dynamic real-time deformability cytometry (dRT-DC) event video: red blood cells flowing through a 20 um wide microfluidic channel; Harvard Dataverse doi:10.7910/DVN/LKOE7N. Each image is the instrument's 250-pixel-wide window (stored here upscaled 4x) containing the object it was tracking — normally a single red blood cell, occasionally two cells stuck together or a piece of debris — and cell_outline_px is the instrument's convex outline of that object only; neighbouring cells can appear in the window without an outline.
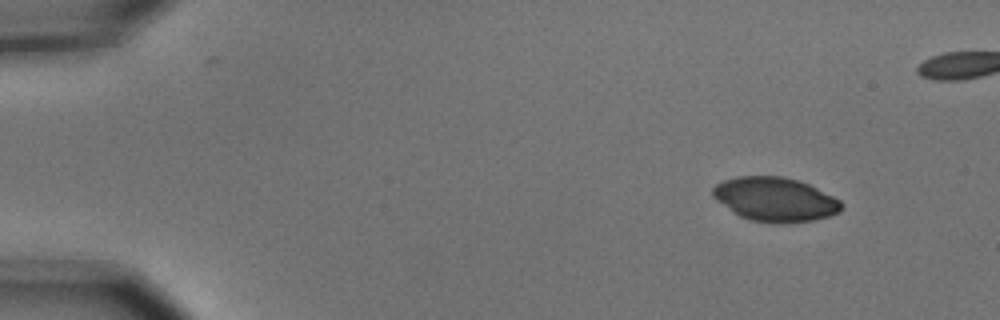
{"species": "common noctule bat (a hibernating species)", "species_latin": "Nyctalus noctula", "temperature_condition": "cold", "stored_images_in_passage": 4, "camera_frame_rate_fps": 3000, "um_per_image_px": 0.085, "animal": {"sex": "male", "body_mass_g": 15.6}, "frame": {"image": 1, "passage_image": 1, "time_ms": 0.0, "image_size_px": [1000, 320], "cell_outline_px": [[844, 204], [840, 212], [828, 216], [812, 220], [788, 224], [772, 224], [752, 220], [740, 216], [716, 200], [712, 196], [712, 188], [716, 184], [724, 180], [736, 176], [784, 176], [808, 184], [840, 200]], "centroid_in_image_um": [65.88, 16.95], "position_along_channel_um": 19.1, "area_um2": 33.12}}